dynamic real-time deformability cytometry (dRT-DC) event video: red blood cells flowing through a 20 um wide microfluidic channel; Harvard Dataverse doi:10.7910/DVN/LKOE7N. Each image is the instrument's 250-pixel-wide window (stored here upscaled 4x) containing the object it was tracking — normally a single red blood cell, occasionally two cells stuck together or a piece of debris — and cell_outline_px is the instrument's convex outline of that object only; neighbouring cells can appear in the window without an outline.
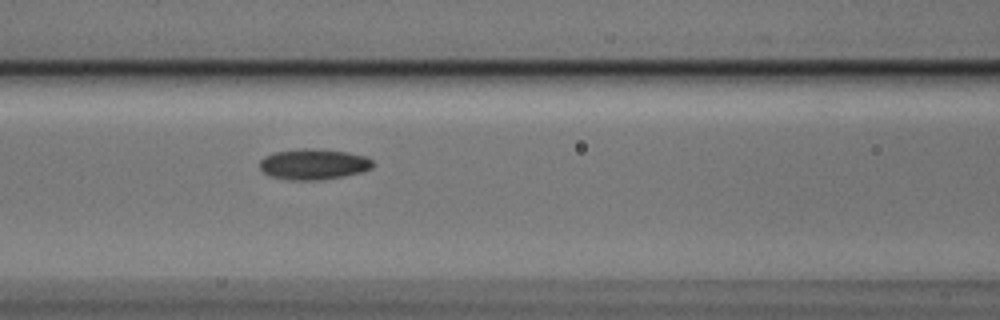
{"species": "Egyptian fruit bat (a non-hibernating species)", "species_latin": "Rousettus aegyptiacus", "temperature_condition": "cold", "stored_images_in_passage": 3, "camera_frame_rate_fps": 3000, "um_per_image_px": 0.085, "animal": {"sex": "male"}, "frame": {"image": 1, "passage_image": 3, "time_ms": 0.667, "image_size_px": [1000, 320], "cell_outline_px": [[372, 168], [360, 172], [344, 176], [320, 180], [288, 180], [272, 176], [264, 172], [260, 168], [260, 160], [264, 156], [272, 152], [300, 148], [316, 148], [348, 152], [364, 156], [372, 160]], "centroid_in_image_um": [26.62, 13.94], "position_along_channel_um": 140.0, "area_um2": 20.35}}